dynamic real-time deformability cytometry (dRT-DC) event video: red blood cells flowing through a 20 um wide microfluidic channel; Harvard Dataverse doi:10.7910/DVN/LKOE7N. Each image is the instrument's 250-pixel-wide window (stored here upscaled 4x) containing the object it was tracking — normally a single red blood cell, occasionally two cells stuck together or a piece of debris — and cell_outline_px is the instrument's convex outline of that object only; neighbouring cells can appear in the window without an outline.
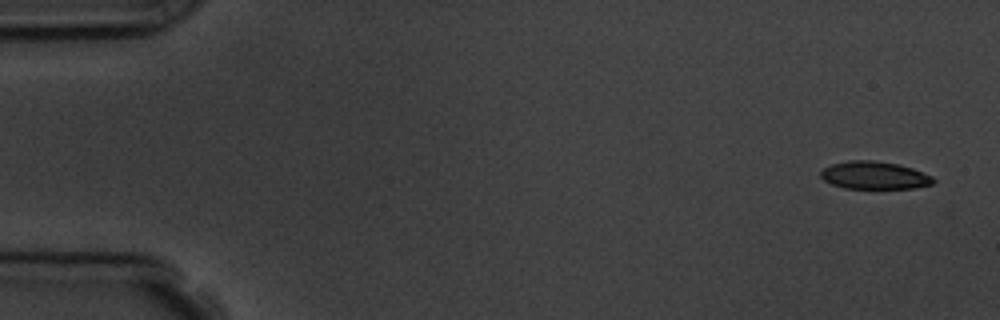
{"species": "common noctule bat (a hibernating species)", "species_latin": "Nyctalus noctula", "temperature_condition": "room temperature", "stored_images_in_passage": 4, "camera_frame_rate_fps": 3000, "um_per_image_px": 0.085, "animal": {"sex": "male", "body_mass_g": 19.5, "forearm_length_mm": 54.6}, "frame": {"image": 1, "passage_image": 1, "time_ms": 0.0, "image_size_px": [1000, 320], "cell_outline_px": [[936, 180], [932, 184], [912, 188], [844, 188], [832, 184], [824, 180], [820, 176], [820, 172], [824, 168], [832, 164], [848, 160], [872, 160], [900, 164], [912, 168], [932, 176]], "centroid_in_image_um": [74.32, 14.89], "position_along_channel_um": 10.7, "area_um2": 18.15}}